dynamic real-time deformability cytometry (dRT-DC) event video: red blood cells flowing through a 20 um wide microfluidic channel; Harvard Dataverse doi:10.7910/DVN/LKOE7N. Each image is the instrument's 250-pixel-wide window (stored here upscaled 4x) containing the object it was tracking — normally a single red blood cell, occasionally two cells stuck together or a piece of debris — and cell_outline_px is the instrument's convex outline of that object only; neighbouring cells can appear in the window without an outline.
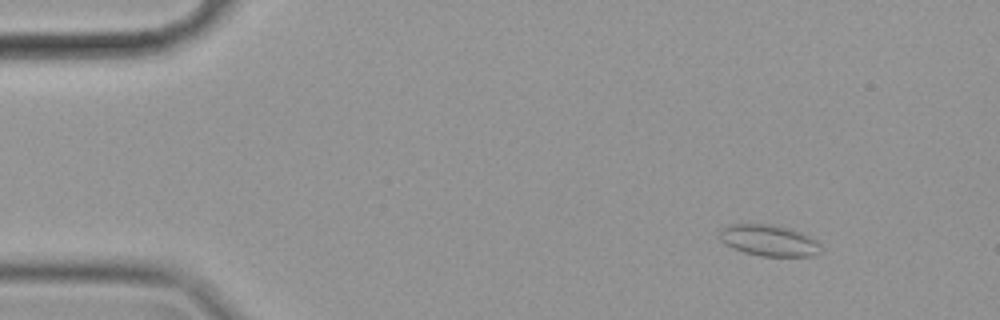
{"species": "common noctule bat (a hibernating species)", "species_latin": "Nyctalus noctula", "temperature_condition": "cold", "stored_images_in_passage": 59, "camera_frame_rate_fps": 3000, "um_per_image_px": 0.085, "animal": {"sex": "female", "body_mass_g": 19.9}, "frame": {"image": 1, "passage_image": 7, "time_ms": 2.0, "image_size_px": [1000, 320], "cell_outline_px": [[820, 252], [816, 256], [760, 256], [744, 252], [732, 248], [724, 244], [720, 240], [720, 232], [728, 224], [772, 224], [788, 228], [800, 232], [816, 240], [820, 244]], "centroid_in_image_um": [65.35, 20.44], "position_along_channel_um": 19.6, "area_um2": 18.44}}
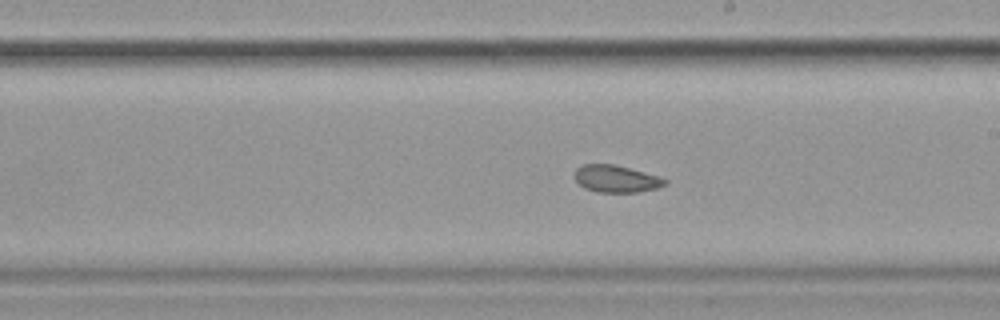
{"frame": {"image": 2, "passage_image": 33, "time_ms": 10.667, "image_size_px": [1000, 320], "cell_outline_px": [[668, 184], [656, 188], [640, 192], [596, 192], [584, 188], [572, 176], [572, 172], [576, 168], [584, 164], [616, 164], [660, 176], [668, 180]], "centroid_in_image_um": [52.37, 15.19], "position_along_channel_um": 236.6, "area_um2": 14.62}}
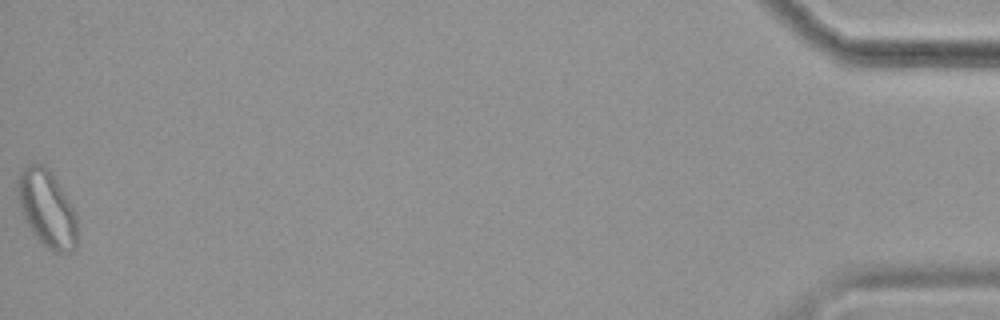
{"frame": {"image": 3, "passage_image": 58, "time_ms": 19.0, "image_size_px": [1000, 320], "cell_outline_px": [[76, 248], [72, 252], [52, 252], [32, 232], [24, 216], [20, 204], [20, 172], [24, 168], [32, 164], [40, 164], [48, 168], [56, 180], [72, 208], [76, 216]], "centroid_in_image_um": [4.03, 17.79], "position_along_channel_um": 431.2, "area_um2": 25.43}}